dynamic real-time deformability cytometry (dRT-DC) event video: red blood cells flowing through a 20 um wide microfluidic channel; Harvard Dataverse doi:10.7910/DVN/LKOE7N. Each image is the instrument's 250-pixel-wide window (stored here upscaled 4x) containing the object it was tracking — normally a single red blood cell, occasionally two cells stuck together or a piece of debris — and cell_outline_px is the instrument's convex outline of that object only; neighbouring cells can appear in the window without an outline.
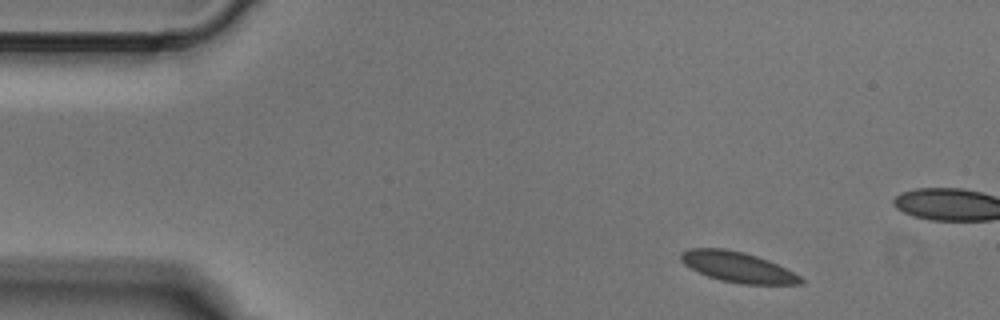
{"species": "Egyptian fruit bat (a non-hibernating species)", "species_latin": "Rousettus aegyptiacus", "temperature_condition": "cold", "stored_images_in_passage": 3, "camera_frame_rate_fps": 3000, "um_per_image_px": 0.085, "animal": {"sex": "male"}, "frame": {"image": 1, "passage_image": 1, "time_ms": 0.0, "image_size_px": [1000, 320], "cell_outline_px": [[804, 284], [740, 284], [720, 280], [708, 276], [684, 264], [680, 260], [680, 252], [688, 248], [724, 248], [744, 252], [768, 260], [800, 276], [804, 280]], "centroid_in_image_um": [62.68, 22.69], "position_along_channel_um": 22.3, "area_um2": 21.1}}